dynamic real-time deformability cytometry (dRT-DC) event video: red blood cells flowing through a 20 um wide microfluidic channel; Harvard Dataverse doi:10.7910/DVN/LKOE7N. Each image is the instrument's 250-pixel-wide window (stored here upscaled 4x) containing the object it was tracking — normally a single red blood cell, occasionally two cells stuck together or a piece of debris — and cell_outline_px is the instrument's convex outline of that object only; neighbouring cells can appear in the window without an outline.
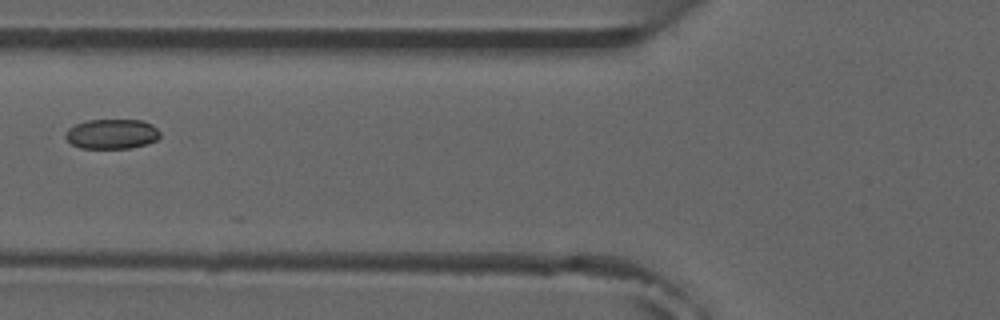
{"species": "common noctule bat (a hibernating species)", "species_latin": "Nyctalus noctula", "temperature_condition": "room temperature", "stored_images_in_passage": 6, "camera_frame_rate_fps": 3000, "um_per_image_px": 0.085, "animal": {"sex": "male", "forearm_length_mm": 52.5}, "frame": {"image": 1, "passage_image": 6, "time_ms": 5.667, "image_size_px": [1000, 320], "cell_outline_px": [[160, 136], [156, 140], [148, 144], [128, 148], [80, 148], [72, 144], [64, 136], [64, 132], [68, 128], [76, 124], [88, 120], [140, 120], [152, 124], [160, 132]], "centroid_in_image_um": [9.49, 11.39], "position_along_channel_um": 116.3, "area_um2": 16.47}}